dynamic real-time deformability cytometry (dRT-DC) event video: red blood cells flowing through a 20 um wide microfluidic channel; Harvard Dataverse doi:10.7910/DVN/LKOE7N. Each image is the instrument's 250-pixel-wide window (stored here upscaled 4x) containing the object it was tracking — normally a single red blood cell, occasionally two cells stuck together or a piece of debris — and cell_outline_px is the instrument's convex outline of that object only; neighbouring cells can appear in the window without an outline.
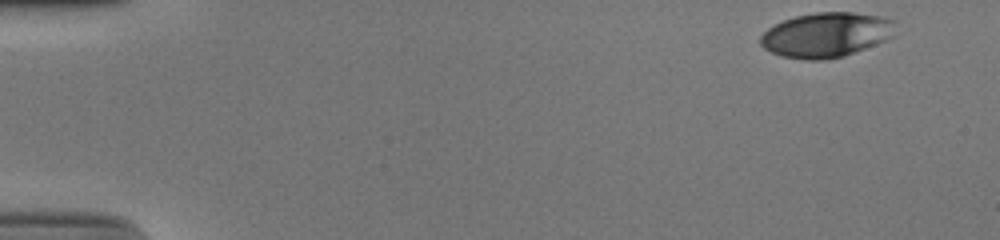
{"species": "human", "species_latin": "Homo sapiens", "temperature_condition": "cold", "stored_images_in_passage": 42, "camera_frame_rate_fps": 3000, "um_per_image_px": 0.085, "donor": {"sex": "male"}, "frame": {"image": 1, "passage_image": 1, "time_ms": 0.0, "image_size_px": [1000, 240], "cell_outline_px": [[896, 36], [844, 56], [828, 60], [804, 60], [780, 56], [764, 48], [760, 44], [760, 36], [768, 28], [784, 20], [796, 16], [816, 12], [852, 12], [884, 16], [896, 20]], "centroid_in_image_um": [70.28, 2.96], "position_along_channel_um": 14.7, "area_um2": 35.66}}
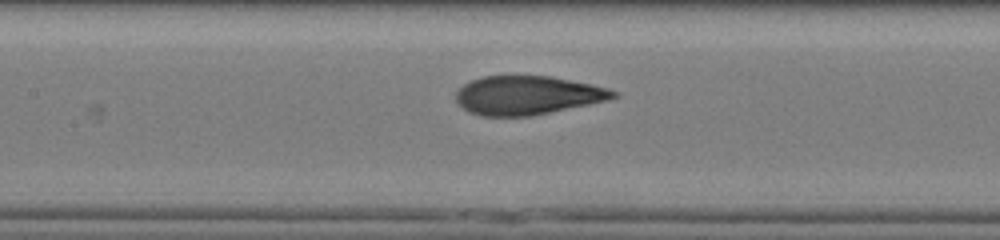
{"frame": {"image": 2, "passage_image": 23, "time_ms": 7.333, "image_size_px": [1000, 240], "cell_outline_px": [[620, 96], [608, 100], [532, 116], [480, 116], [468, 112], [456, 100], [456, 92], [464, 84], [480, 76], [552, 76], [592, 84], [608, 88], [620, 92]], "centroid_in_image_um": [44.87, 8.1], "position_along_channel_um": 162.5, "area_um2": 35.72}}
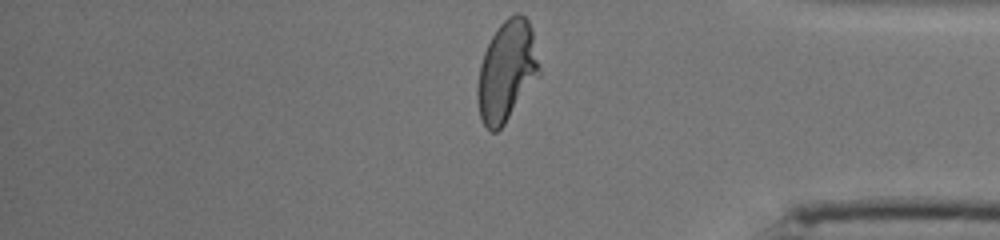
{"frame": {"image": 3, "passage_image": 42, "time_ms": 13.667, "image_size_px": [1000, 240], "cell_outline_px": [[540, 76], [504, 124], [496, 132], [492, 132], [484, 124], [480, 116], [476, 100], [476, 88], [480, 64], [484, 52], [496, 28], [508, 16], [516, 12], [520, 12], [528, 20], [532, 32], [540, 68]], "centroid_in_image_um": [43.06, 6.04], "position_along_channel_um": 392.1, "area_um2": 36.24}, "authors_computed_cell_mechanics": {"area_um2": 35.8649, "velocity_mm_per_s": 3.9135, "shape_relaxation_time_tau1_ms": 5.1203, "shape_relaxation_time_tau2_ms": 0.7447, "deformation_change_tau1": 0.2266, "deformation_change_tau2": 0.0702}}